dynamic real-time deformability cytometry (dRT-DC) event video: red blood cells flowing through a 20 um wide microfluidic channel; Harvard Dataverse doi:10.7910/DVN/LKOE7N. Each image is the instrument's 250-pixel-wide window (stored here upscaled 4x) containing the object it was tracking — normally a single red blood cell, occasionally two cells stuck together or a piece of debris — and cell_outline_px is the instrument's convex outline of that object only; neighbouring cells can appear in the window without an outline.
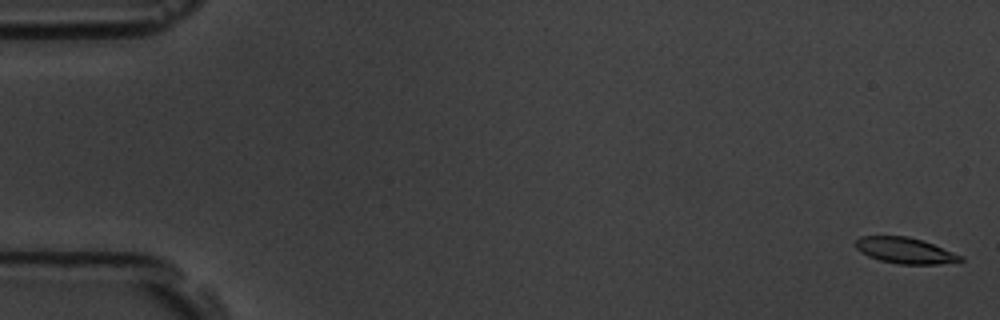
{"species": "common noctule bat (a hibernating species)", "species_latin": "Nyctalus noctula", "temperature_condition": "room temperature", "stored_images_in_passage": 7, "camera_frame_rate_fps": 3000, "um_per_image_px": 0.085, "animal": {"sex": "male", "body_mass_g": 19.5, "forearm_length_mm": 54.6}, "frame": {"image": 1, "passage_image": 1, "time_ms": 0.0, "image_size_px": [1000, 320], "cell_outline_px": [[964, 260], [936, 264], [900, 264], [880, 260], [868, 256], [860, 252], [856, 248], [856, 240], [860, 236], [908, 236], [932, 244], [964, 256]], "centroid_in_image_um": [76.91, 21.29], "position_along_channel_um": 8.1, "area_um2": 15.66}}
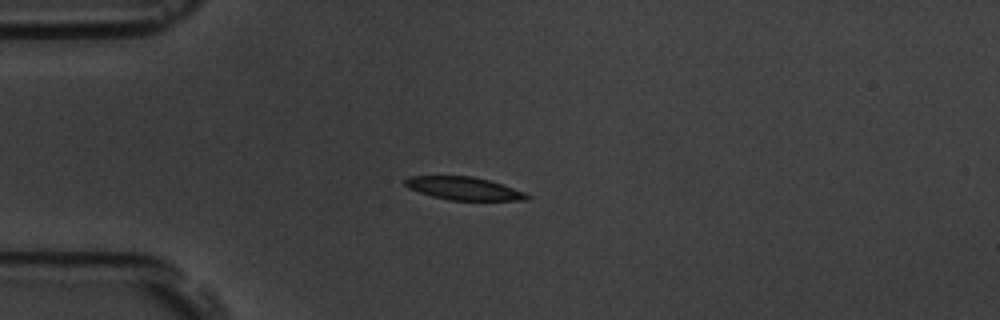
{"frame": {"image": 2, "passage_image": 5, "time_ms": 4.667, "image_size_px": [1000, 320], "cell_outline_px": [[532, 196], [528, 200], [448, 200], [432, 196], [408, 188], [404, 184], [404, 180], [408, 176], [472, 176], [488, 180], [524, 192]], "centroid_in_image_um": [39.4, 16.02], "position_along_channel_um": 45.6, "area_um2": 16.18}}
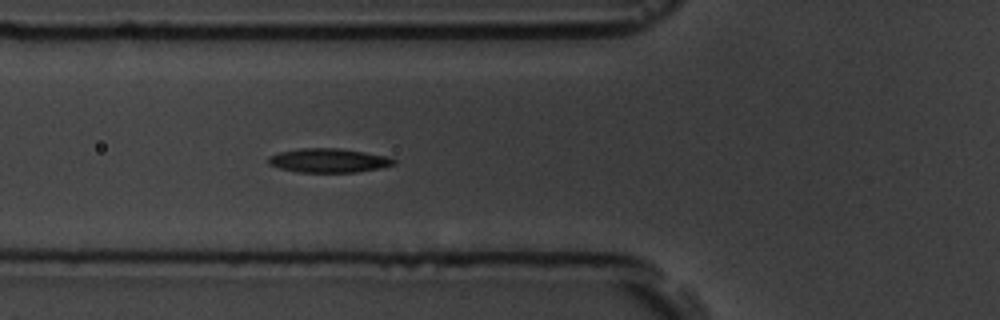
{"frame": {"image": 3, "passage_image": 7, "time_ms": 6.667, "image_size_px": [1000, 320], "cell_outline_px": [[396, 164], [380, 168], [356, 172], [296, 172], [280, 168], [268, 164], [268, 156], [280, 152], [300, 148], [340, 148], [388, 156], [396, 160]], "centroid_in_image_um": [27.94, 13.64], "position_along_channel_um": 97.9, "area_um2": 17.63}}